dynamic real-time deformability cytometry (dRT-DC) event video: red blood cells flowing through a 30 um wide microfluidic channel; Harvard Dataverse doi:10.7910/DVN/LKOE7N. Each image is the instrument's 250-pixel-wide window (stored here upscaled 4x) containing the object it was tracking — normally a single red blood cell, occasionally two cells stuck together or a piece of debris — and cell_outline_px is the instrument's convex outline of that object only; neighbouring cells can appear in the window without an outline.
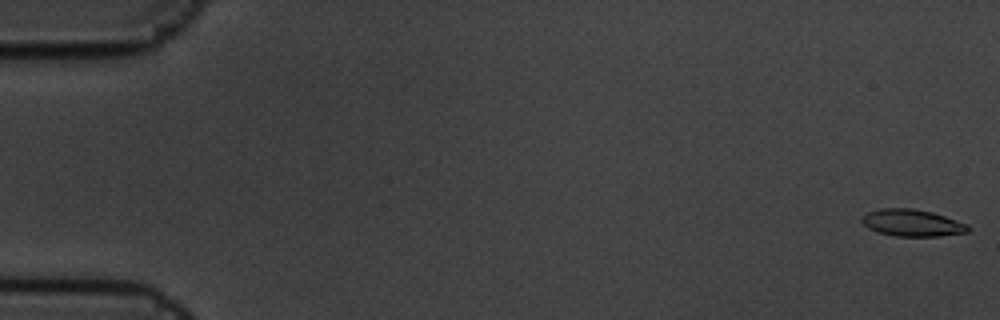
{"species": "common noctule bat (a hibernating species)", "species_latin": "Nyctalus noctula", "temperature_condition": "cold", "stored_images_in_passage": 11, "camera_frame_rate_fps": 3000, "um_per_image_px": 0.085, "animal": {"sex": "male", "body_mass_g": 19.5, "forearm_length_mm": 54.6}, "frame": {"image": 1, "passage_image": 1, "time_ms": 0.0, "image_size_px": [1000, 320], "cell_outline_px": [[972, 228], [968, 232], [940, 236], [892, 236], [876, 232], [868, 228], [860, 220], [860, 216], [868, 212], [880, 208], [912, 208], [932, 212], [968, 224]], "centroid_in_image_um": [77.51, 18.95], "position_along_channel_um": 7.5, "area_um2": 16.88}}
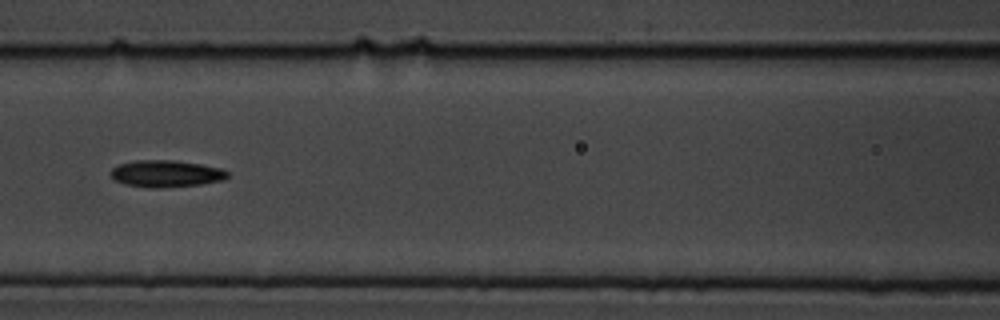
{"frame": {"image": 2, "passage_image": 8, "time_ms": 2.333, "image_size_px": [1000, 320], "cell_outline_px": [[228, 176], [224, 180], [200, 184], [160, 188], [152, 188], [124, 184], [112, 180], [112, 168], [120, 164], [136, 160], [176, 160], [200, 164], [220, 168], [228, 172]], "centroid_in_image_um": [14.1, 14.76], "position_along_channel_um": 152.5, "area_um2": 18.26}}
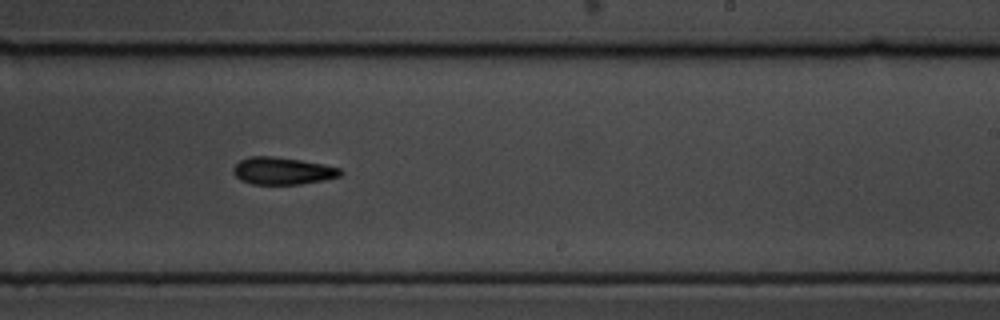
{"frame": {"image": 3, "passage_image": 11, "time_ms": 3.333, "image_size_px": [1000, 320], "cell_outline_px": [[344, 172], [340, 176], [324, 180], [300, 184], [252, 184], [240, 180], [232, 172], [232, 168], [240, 160], [248, 156], [272, 156], [300, 160], [324, 164], [340, 168]], "centroid_in_image_um": [24.0, 14.52], "position_along_channel_um": 265.0, "area_um2": 17.11}}